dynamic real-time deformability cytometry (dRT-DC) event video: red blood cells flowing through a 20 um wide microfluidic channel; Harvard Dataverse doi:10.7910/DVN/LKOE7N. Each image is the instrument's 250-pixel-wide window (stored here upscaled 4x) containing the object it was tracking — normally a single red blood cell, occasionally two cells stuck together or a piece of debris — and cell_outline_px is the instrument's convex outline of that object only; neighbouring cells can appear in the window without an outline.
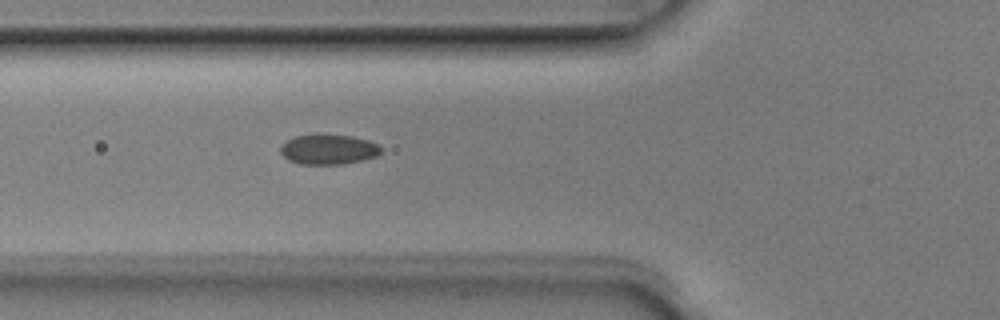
{"species": "Egyptian fruit bat (a non-hibernating species)", "species_latin": "Rousettus aegyptiacus", "temperature_condition": "room temperature", "stored_images_in_passage": 4, "camera_frame_rate_fps": 3000, "um_per_image_px": 0.085, "animal": {"sex": "male"}, "frame": {"image": 1, "passage_image": 4, "time_ms": 1.0, "image_size_px": [1000, 320], "cell_outline_px": [[380, 152], [376, 156], [344, 164], [300, 164], [288, 160], [280, 152], [280, 148], [288, 140], [296, 136], [316, 132], [352, 136], [368, 140], [376, 144], [380, 148]], "centroid_in_image_um": [27.88, 12.67], "position_along_channel_um": 97.9, "area_um2": 17.74}}